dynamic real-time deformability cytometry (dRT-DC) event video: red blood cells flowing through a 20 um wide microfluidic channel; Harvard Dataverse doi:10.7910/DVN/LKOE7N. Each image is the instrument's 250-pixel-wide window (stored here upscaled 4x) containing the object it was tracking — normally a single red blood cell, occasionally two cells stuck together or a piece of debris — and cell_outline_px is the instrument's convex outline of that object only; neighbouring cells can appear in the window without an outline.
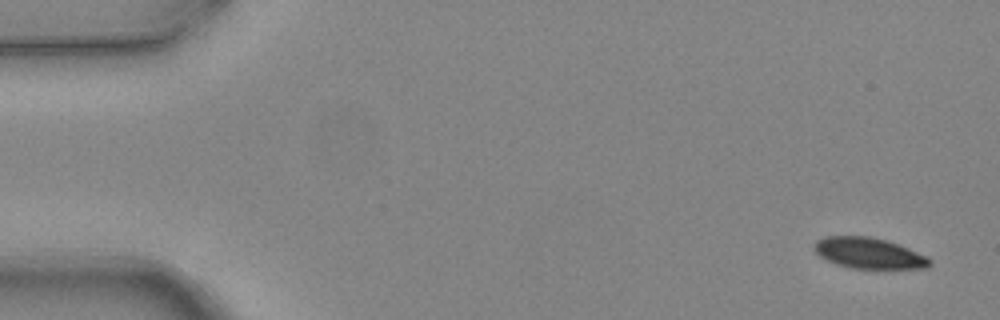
{"species": "common noctule bat (a hibernating species)", "species_latin": "Nyctalus noctula", "temperature_condition": "warm", "stored_images_in_passage": 3, "camera_frame_rate_fps": 3000, "um_per_image_px": 0.085, "animal": {"sex": "female", "body_mass_g": 24.6, "forearm_length_mm": 56.2}, "frame": {"image": 1, "passage_image": 1, "time_ms": 0.0, "image_size_px": [1000, 320], "cell_outline_px": [[932, 264], [928, 268], [852, 268], [836, 264], [820, 256], [816, 252], [816, 240], [824, 236], [868, 236], [888, 240], [928, 256], [932, 260]], "centroid_in_image_um": [73.9, 21.51], "position_along_channel_um": 11.1, "area_um2": 20.69}}